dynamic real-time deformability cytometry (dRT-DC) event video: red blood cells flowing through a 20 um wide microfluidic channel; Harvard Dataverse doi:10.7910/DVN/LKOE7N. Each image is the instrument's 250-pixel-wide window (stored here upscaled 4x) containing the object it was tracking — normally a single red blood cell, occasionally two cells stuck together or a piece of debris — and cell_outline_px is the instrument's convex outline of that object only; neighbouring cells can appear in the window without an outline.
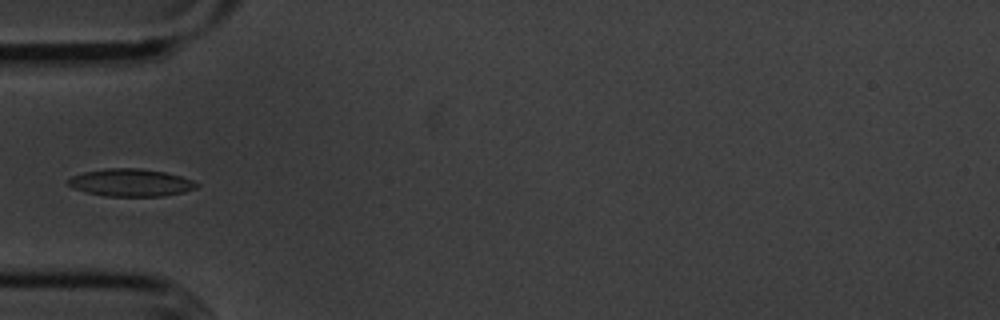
{"species": "common noctule bat (a hibernating species)", "species_latin": "Nyctalus noctula", "temperature_condition": "cold", "stored_images_in_passage": 2, "camera_frame_rate_fps": 3000, "um_per_image_px": 0.085, "animal": {"sex": "male", "body_mass_g": 20.1, "forearm_length_mm": 53.5}, "frame": {"image": 1, "passage_image": 1, "time_ms": 0.0, "image_size_px": [1000, 320], "cell_outline_px": [[200, 184], [196, 188], [184, 192], [164, 196], [104, 196], [72, 188], [68, 184], [68, 180], [72, 176], [84, 172], [104, 168], [140, 168], [164, 172], [180, 176], [192, 180]], "centroid_in_image_um": [11.12, 15.52], "position_along_channel_um": 73.9, "area_um2": 20.58}}
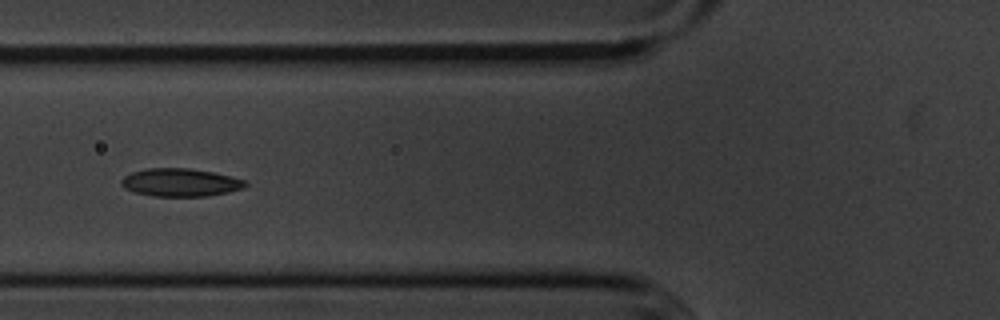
{"frame": {"image": 2, "passage_image": 2, "time_ms": 1.0, "image_size_px": [1000, 320], "cell_outline_px": [[248, 184], [244, 188], [228, 192], [208, 196], [152, 196], [136, 192], [124, 188], [120, 184], [120, 180], [124, 176], [132, 172], [148, 168], [188, 168], [212, 172], [232, 176], [244, 180]], "centroid_in_image_um": [15.33, 15.51], "position_along_channel_um": 110.5, "area_um2": 20.23}}